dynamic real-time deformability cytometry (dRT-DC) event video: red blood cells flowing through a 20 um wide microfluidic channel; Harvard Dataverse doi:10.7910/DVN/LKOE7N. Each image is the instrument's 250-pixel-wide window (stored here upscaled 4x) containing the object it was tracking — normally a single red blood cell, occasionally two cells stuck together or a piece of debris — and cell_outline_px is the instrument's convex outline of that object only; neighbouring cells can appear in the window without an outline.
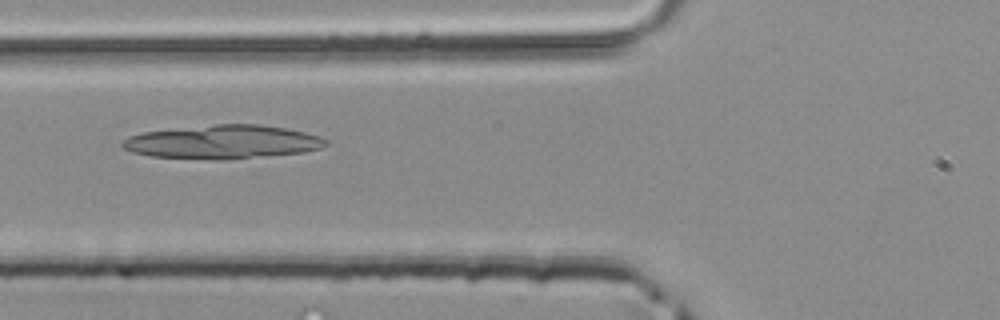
{"species": "common noctule bat (a hibernating species)", "species_latin": "Nyctalus noctula", "temperature_condition": "room temperature", "stored_images_in_passage": 28, "camera_frame_rate_fps": 3000, "um_per_image_px": 0.085, "animal": {"sex": "male", "body_mass_g": 20.4}, "frame": {"image": 1, "passage_image": 4, "time_ms": 1.0, "image_size_px": [1000, 320], "cell_outline_px": [[328, 144], [320, 148], [304, 152], [224, 160], [212, 160], [152, 156], [132, 152], [124, 148], [120, 144], [120, 140], [128, 136], [144, 132], [216, 124], [260, 124], [284, 128], [304, 132], [320, 136], [328, 140]], "centroid_in_image_um": [18.92, 12.07], "position_along_channel_um": 106.9, "area_um2": 39.88}}
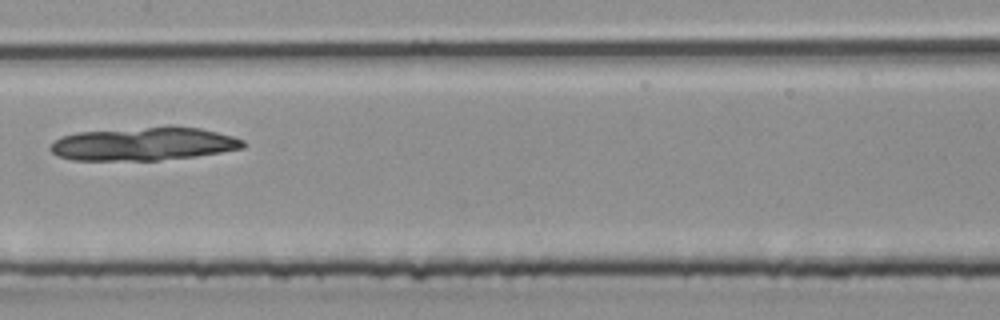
{"frame": {"image": 2, "passage_image": 10, "time_ms": 3.0, "image_size_px": [1000, 320], "cell_outline_px": [[248, 144], [244, 148], [196, 156], [160, 160], [72, 160], [56, 156], [48, 148], [52, 140], [60, 136], [76, 132], [172, 124], [200, 128], [232, 136], [244, 140]], "centroid_in_image_um": [12.19, 12.2], "position_along_channel_um": 195.2, "area_um2": 38.32}}
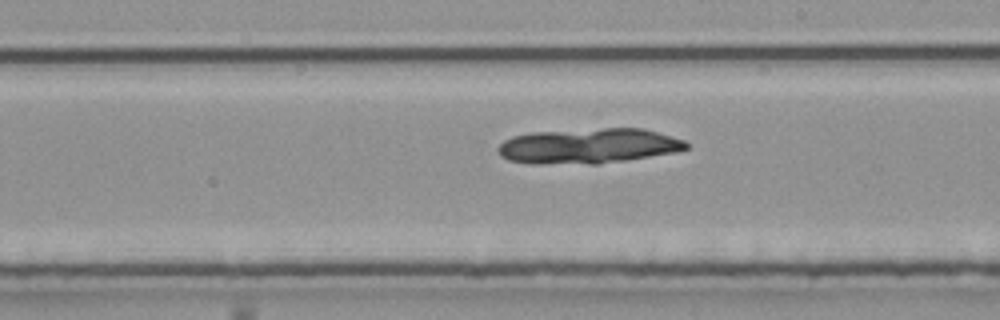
{"frame": {"image": 3, "passage_image": 13, "time_ms": 4.0, "image_size_px": [1000, 320], "cell_outline_px": [[688, 148], [676, 152], [600, 164], [532, 164], [508, 160], [500, 156], [496, 152], [496, 148], [504, 140], [512, 136], [532, 132], [604, 128], [640, 128], [656, 132], [684, 140], [688, 144]], "centroid_in_image_um": [49.95, 12.42], "position_along_channel_um": 239.0, "area_um2": 38.78}}